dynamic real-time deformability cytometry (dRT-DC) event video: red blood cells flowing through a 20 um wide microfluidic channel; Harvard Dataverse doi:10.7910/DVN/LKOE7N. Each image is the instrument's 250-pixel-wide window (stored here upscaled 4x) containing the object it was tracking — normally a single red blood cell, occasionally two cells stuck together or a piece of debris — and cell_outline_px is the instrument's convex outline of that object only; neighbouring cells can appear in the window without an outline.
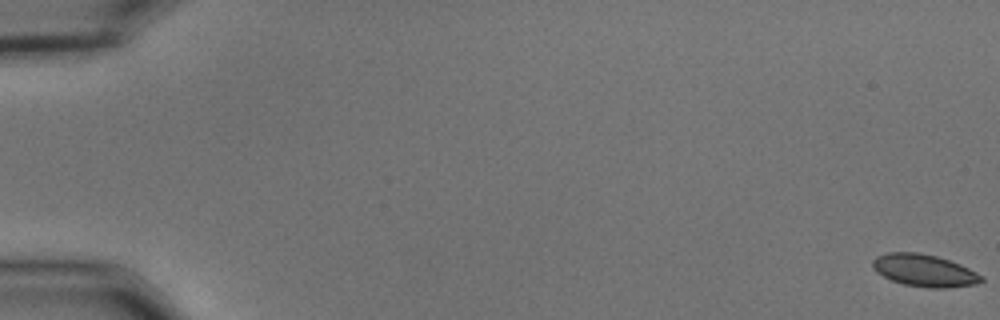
{"species": "common noctule bat (a hibernating species)", "species_latin": "Nyctalus noctula", "temperature_condition": "cold", "stored_images_in_passage": 57, "camera_frame_rate_fps": 3000, "um_per_image_px": 0.085, "animal": {"sex": "male", "body_mass_g": 15.6}, "frame": {"image": 1, "passage_image": 1, "time_ms": 0.0, "image_size_px": [1000, 320], "cell_outline_px": [[984, 280], [976, 284], [948, 288], [928, 288], [904, 284], [892, 280], [876, 272], [872, 268], [872, 260], [876, 256], [888, 252], [920, 252], [936, 256], [960, 264], [984, 276]], "centroid_in_image_um": [78.56, 22.99], "position_along_channel_um": 6.4, "area_um2": 20.52}}
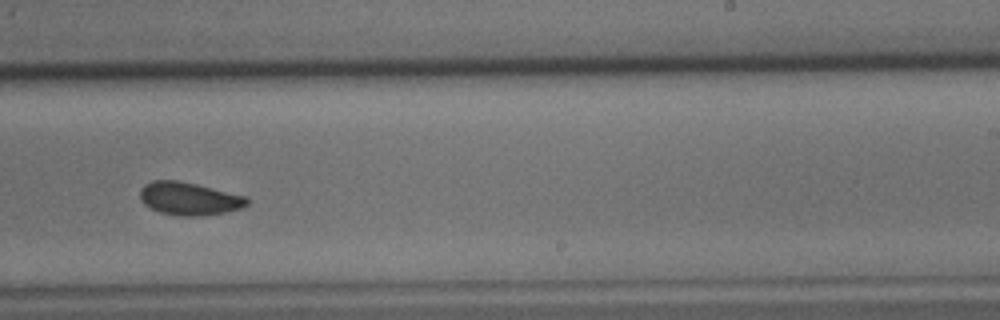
{"frame": {"image": 2, "passage_image": 37, "time_ms": 12.0, "image_size_px": [1000, 320], "cell_outline_px": [[248, 204], [240, 208], [224, 212], [196, 216], [180, 216], [160, 212], [144, 204], [140, 196], [140, 188], [144, 184], [152, 180], [176, 180], [196, 184], [248, 196]], "centroid_in_image_um": [16.07, 16.87], "position_along_channel_um": 272.9, "area_um2": 20.4}}
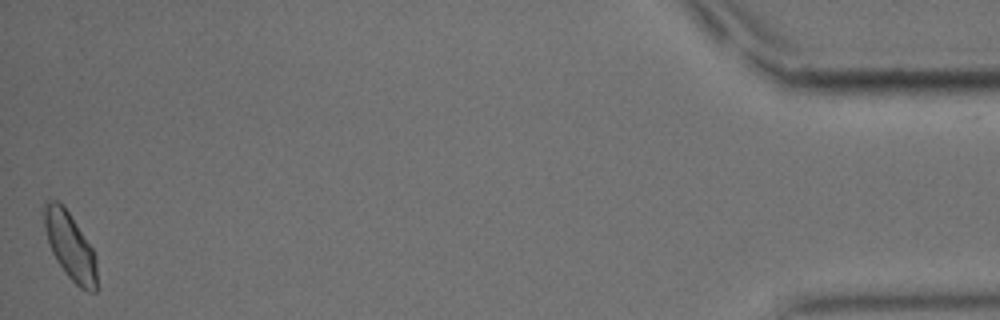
{"frame": {"image": 3, "passage_image": 57, "time_ms": 18.667, "image_size_px": [1000, 320], "cell_outline_px": [[96, 292], [88, 292], [80, 288], [64, 272], [56, 260], [52, 252], [48, 240], [44, 224], [44, 208], [48, 200], [56, 200], [68, 212], [92, 248], [96, 256]], "centroid_in_image_um": [5.97, 20.97], "position_along_channel_um": 429.2, "area_um2": 20.11}, "authors_computed_cell_mechanics": {"area_um2": 20.23, "velocity_mm_per_s": 3.6095, "shape_relaxation_time_tau1_ms": 3.4424, "shape_relaxation_time_tau2_ms": 3.1268, "deformation_change_tau1": 0.0666, "deformation_change_tau2": 0.0567}}